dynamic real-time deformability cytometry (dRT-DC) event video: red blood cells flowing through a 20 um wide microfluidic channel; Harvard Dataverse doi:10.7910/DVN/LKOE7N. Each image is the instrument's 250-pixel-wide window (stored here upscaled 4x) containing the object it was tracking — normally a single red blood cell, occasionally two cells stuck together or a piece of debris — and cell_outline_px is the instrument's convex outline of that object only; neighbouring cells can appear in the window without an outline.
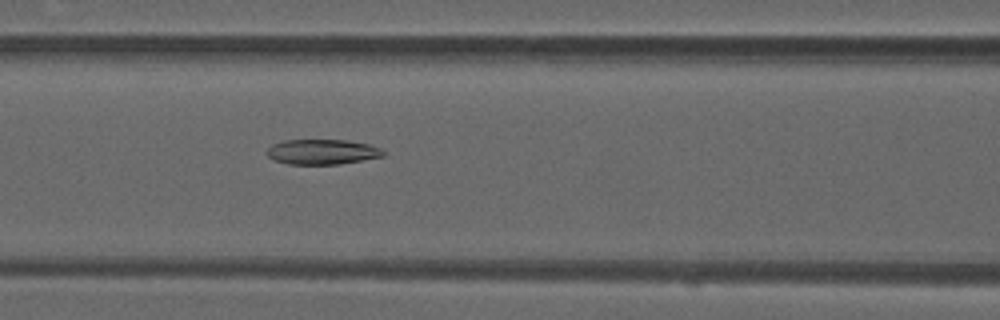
{"species": "common noctule bat (a hibernating species)", "species_latin": "Nyctalus noctula", "temperature_condition": "warm", "stored_images_in_passage": 35, "camera_frame_rate_fps": 3000, "um_per_image_px": 0.085, "animal": {"sex": "male", "forearm_length_mm": 52.5}, "frame": {"image": 1, "passage_image": 6, "time_ms": 1.667, "image_size_px": [1000, 320], "cell_outline_px": [[384, 156], [340, 164], [288, 164], [272, 160], [264, 152], [272, 144], [284, 140], [348, 140], [368, 144], [380, 148], [384, 152]], "centroid_in_image_um": [27.34, 12.91], "position_along_channel_um": 139.3, "area_um2": 17.11}}
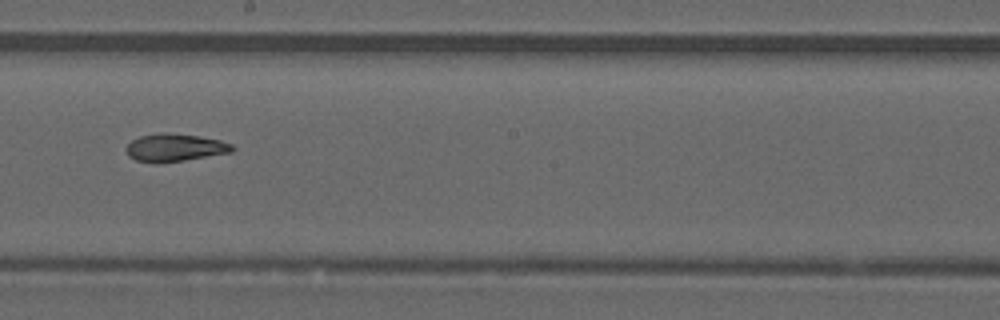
{"frame": {"image": 2, "passage_image": 13, "time_ms": 4.0, "image_size_px": [1000, 320], "cell_outline_px": [[236, 148], [232, 152], [184, 160], [156, 164], [136, 160], [128, 156], [124, 148], [132, 140], [140, 136], [196, 136], [220, 140], [232, 144]], "centroid_in_image_um": [14.87, 12.61], "position_along_channel_um": 233.3, "area_um2": 16.36}}
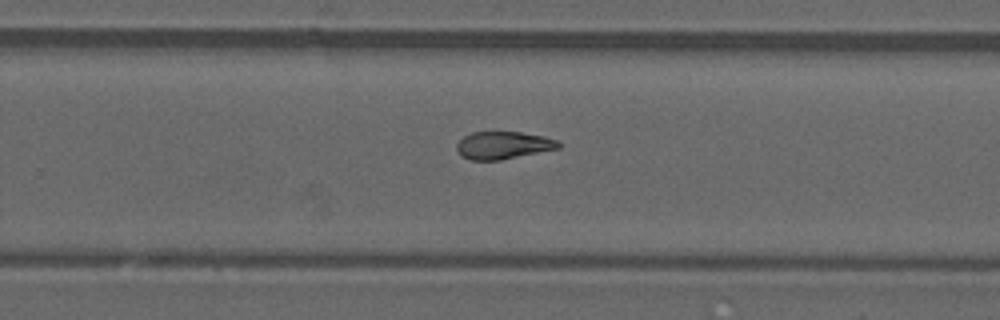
{"frame": {"image": 3, "passage_image": 17, "time_ms": 5.333, "image_size_px": [1000, 320], "cell_outline_px": [[560, 148], [500, 160], [472, 160], [460, 156], [456, 148], [456, 144], [464, 136], [472, 132], [520, 132], [544, 136], [556, 140], [560, 144]], "centroid_in_image_um": [42.75, 12.35], "position_along_channel_um": 287.1, "area_um2": 16.3}, "authors_computed_cell_mechanics": {"area_um2": 17.34, "velocity_mm_per_s": 4.0437, "shape_relaxation_time_tau1_ms": null, "shape_relaxation_time_tau2_ms": 4.3596, "deformation_change_tau1": null, "deformation_change_tau2": 0.1126}}